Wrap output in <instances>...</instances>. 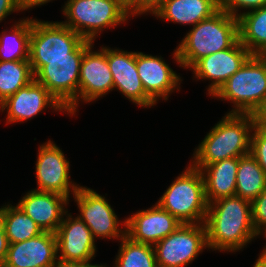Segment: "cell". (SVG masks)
Wrapping results in <instances>:
<instances>
[{"label":"cell","mask_w":266,"mask_h":267,"mask_svg":"<svg viewBox=\"0 0 266 267\" xmlns=\"http://www.w3.org/2000/svg\"><path fill=\"white\" fill-rule=\"evenodd\" d=\"M136 68L145 92L156 103L162 99L167 101L176 88L180 90L183 80L162 57L136 52Z\"/></svg>","instance_id":"d6986e66"},{"label":"cell","mask_w":266,"mask_h":267,"mask_svg":"<svg viewBox=\"0 0 266 267\" xmlns=\"http://www.w3.org/2000/svg\"><path fill=\"white\" fill-rule=\"evenodd\" d=\"M53 1V0H17V3L21 9V11H27L31 8H36V6L45 5L46 3Z\"/></svg>","instance_id":"8d00e7d4"},{"label":"cell","mask_w":266,"mask_h":267,"mask_svg":"<svg viewBox=\"0 0 266 267\" xmlns=\"http://www.w3.org/2000/svg\"><path fill=\"white\" fill-rule=\"evenodd\" d=\"M254 126L266 129V95L251 113Z\"/></svg>","instance_id":"d6a6232c"},{"label":"cell","mask_w":266,"mask_h":267,"mask_svg":"<svg viewBox=\"0 0 266 267\" xmlns=\"http://www.w3.org/2000/svg\"><path fill=\"white\" fill-rule=\"evenodd\" d=\"M21 11L17 0H0V23L13 12Z\"/></svg>","instance_id":"836d02e7"},{"label":"cell","mask_w":266,"mask_h":267,"mask_svg":"<svg viewBox=\"0 0 266 267\" xmlns=\"http://www.w3.org/2000/svg\"><path fill=\"white\" fill-rule=\"evenodd\" d=\"M239 157L228 158L209 165H193L204 179L208 204L220 198L235 196Z\"/></svg>","instance_id":"44dd1931"},{"label":"cell","mask_w":266,"mask_h":267,"mask_svg":"<svg viewBox=\"0 0 266 267\" xmlns=\"http://www.w3.org/2000/svg\"><path fill=\"white\" fill-rule=\"evenodd\" d=\"M239 40L252 55L266 52V6L244 11L238 17Z\"/></svg>","instance_id":"cb8c5ba5"},{"label":"cell","mask_w":266,"mask_h":267,"mask_svg":"<svg viewBox=\"0 0 266 267\" xmlns=\"http://www.w3.org/2000/svg\"><path fill=\"white\" fill-rule=\"evenodd\" d=\"M172 184L165 190L157 204L168 211L182 224L205 222L208 202L202 172L188 164Z\"/></svg>","instance_id":"5b68a950"},{"label":"cell","mask_w":266,"mask_h":267,"mask_svg":"<svg viewBox=\"0 0 266 267\" xmlns=\"http://www.w3.org/2000/svg\"><path fill=\"white\" fill-rule=\"evenodd\" d=\"M8 246L9 242L6 236L3 221L0 217V266H2L5 261L8 251Z\"/></svg>","instance_id":"e575fe53"},{"label":"cell","mask_w":266,"mask_h":267,"mask_svg":"<svg viewBox=\"0 0 266 267\" xmlns=\"http://www.w3.org/2000/svg\"><path fill=\"white\" fill-rule=\"evenodd\" d=\"M206 248L208 245L204 223L181 224L154 245L156 263L161 267H186Z\"/></svg>","instance_id":"ba28073f"},{"label":"cell","mask_w":266,"mask_h":267,"mask_svg":"<svg viewBox=\"0 0 266 267\" xmlns=\"http://www.w3.org/2000/svg\"><path fill=\"white\" fill-rule=\"evenodd\" d=\"M34 79L29 60L0 61V103Z\"/></svg>","instance_id":"4316f807"},{"label":"cell","mask_w":266,"mask_h":267,"mask_svg":"<svg viewBox=\"0 0 266 267\" xmlns=\"http://www.w3.org/2000/svg\"><path fill=\"white\" fill-rule=\"evenodd\" d=\"M119 242L121 243L113 267H155L157 265L153 245L133 241L127 235Z\"/></svg>","instance_id":"83f0119b"},{"label":"cell","mask_w":266,"mask_h":267,"mask_svg":"<svg viewBox=\"0 0 266 267\" xmlns=\"http://www.w3.org/2000/svg\"><path fill=\"white\" fill-rule=\"evenodd\" d=\"M220 9V0H168L153 15L160 20L195 26Z\"/></svg>","instance_id":"7402d4cb"},{"label":"cell","mask_w":266,"mask_h":267,"mask_svg":"<svg viewBox=\"0 0 266 267\" xmlns=\"http://www.w3.org/2000/svg\"><path fill=\"white\" fill-rule=\"evenodd\" d=\"M250 154L266 173V129L254 126L251 133Z\"/></svg>","instance_id":"f1b7e54d"},{"label":"cell","mask_w":266,"mask_h":267,"mask_svg":"<svg viewBox=\"0 0 266 267\" xmlns=\"http://www.w3.org/2000/svg\"><path fill=\"white\" fill-rule=\"evenodd\" d=\"M130 13L143 1V0H118Z\"/></svg>","instance_id":"74e56055"},{"label":"cell","mask_w":266,"mask_h":267,"mask_svg":"<svg viewBox=\"0 0 266 267\" xmlns=\"http://www.w3.org/2000/svg\"><path fill=\"white\" fill-rule=\"evenodd\" d=\"M0 217L3 221L9 243H17L36 237L43 230L17 205L5 204L0 208Z\"/></svg>","instance_id":"484cf974"},{"label":"cell","mask_w":266,"mask_h":267,"mask_svg":"<svg viewBox=\"0 0 266 267\" xmlns=\"http://www.w3.org/2000/svg\"><path fill=\"white\" fill-rule=\"evenodd\" d=\"M126 219V235L133 241L155 245L174 232L182 223L157 203L132 213Z\"/></svg>","instance_id":"e0dca14e"},{"label":"cell","mask_w":266,"mask_h":267,"mask_svg":"<svg viewBox=\"0 0 266 267\" xmlns=\"http://www.w3.org/2000/svg\"><path fill=\"white\" fill-rule=\"evenodd\" d=\"M64 5L62 12L67 20L60 22L93 43L105 29L115 28L131 18L118 0H67Z\"/></svg>","instance_id":"8992f818"},{"label":"cell","mask_w":266,"mask_h":267,"mask_svg":"<svg viewBox=\"0 0 266 267\" xmlns=\"http://www.w3.org/2000/svg\"><path fill=\"white\" fill-rule=\"evenodd\" d=\"M208 249L237 252L258 237L251 202L238 196L209 203L205 219Z\"/></svg>","instance_id":"6da1fadb"},{"label":"cell","mask_w":266,"mask_h":267,"mask_svg":"<svg viewBox=\"0 0 266 267\" xmlns=\"http://www.w3.org/2000/svg\"><path fill=\"white\" fill-rule=\"evenodd\" d=\"M253 267H266V258L259 256Z\"/></svg>","instance_id":"f35d334b"},{"label":"cell","mask_w":266,"mask_h":267,"mask_svg":"<svg viewBox=\"0 0 266 267\" xmlns=\"http://www.w3.org/2000/svg\"><path fill=\"white\" fill-rule=\"evenodd\" d=\"M57 258L55 233L43 231L36 237L9 243L3 267H54Z\"/></svg>","instance_id":"ac0fdd59"},{"label":"cell","mask_w":266,"mask_h":267,"mask_svg":"<svg viewBox=\"0 0 266 267\" xmlns=\"http://www.w3.org/2000/svg\"><path fill=\"white\" fill-rule=\"evenodd\" d=\"M70 199L54 192L28 191L16 204L43 231L55 233L68 209Z\"/></svg>","instance_id":"ffe728a7"},{"label":"cell","mask_w":266,"mask_h":267,"mask_svg":"<svg viewBox=\"0 0 266 267\" xmlns=\"http://www.w3.org/2000/svg\"><path fill=\"white\" fill-rule=\"evenodd\" d=\"M259 235H263L266 238V227L263 228L258 234ZM259 256L261 257H265L266 258V246L263 248V250L261 251V253L259 254Z\"/></svg>","instance_id":"ab89813d"},{"label":"cell","mask_w":266,"mask_h":267,"mask_svg":"<svg viewBox=\"0 0 266 267\" xmlns=\"http://www.w3.org/2000/svg\"><path fill=\"white\" fill-rule=\"evenodd\" d=\"M238 40V18L219 9L186 33L173 52V60L180 65L179 67L190 69L199 59L228 49Z\"/></svg>","instance_id":"7a4b0ae2"},{"label":"cell","mask_w":266,"mask_h":267,"mask_svg":"<svg viewBox=\"0 0 266 267\" xmlns=\"http://www.w3.org/2000/svg\"><path fill=\"white\" fill-rule=\"evenodd\" d=\"M266 189V173L249 153L239 157L235 196L252 202Z\"/></svg>","instance_id":"d4e9b609"},{"label":"cell","mask_w":266,"mask_h":267,"mask_svg":"<svg viewBox=\"0 0 266 267\" xmlns=\"http://www.w3.org/2000/svg\"><path fill=\"white\" fill-rule=\"evenodd\" d=\"M47 107L56 112H67L62 104L35 79L0 103V110L7 111L6 124L27 121Z\"/></svg>","instance_id":"4fadbf2b"},{"label":"cell","mask_w":266,"mask_h":267,"mask_svg":"<svg viewBox=\"0 0 266 267\" xmlns=\"http://www.w3.org/2000/svg\"><path fill=\"white\" fill-rule=\"evenodd\" d=\"M252 56L238 40L232 47L199 59L190 69L198 80H209L207 91L213 96L219 88L237 72Z\"/></svg>","instance_id":"7c38bea8"},{"label":"cell","mask_w":266,"mask_h":267,"mask_svg":"<svg viewBox=\"0 0 266 267\" xmlns=\"http://www.w3.org/2000/svg\"><path fill=\"white\" fill-rule=\"evenodd\" d=\"M64 217L55 232L58 260L64 262L92 261L97 247L91 230L78 216L73 218L68 211Z\"/></svg>","instance_id":"2e32d148"},{"label":"cell","mask_w":266,"mask_h":267,"mask_svg":"<svg viewBox=\"0 0 266 267\" xmlns=\"http://www.w3.org/2000/svg\"><path fill=\"white\" fill-rule=\"evenodd\" d=\"M207 133L193 153L192 165H209L250 153L254 122L251 114L227 113Z\"/></svg>","instance_id":"3957f363"},{"label":"cell","mask_w":266,"mask_h":267,"mask_svg":"<svg viewBox=\"0 0 266 267\" xmlns=\"http://www.w3.org/2000/svg\"><path fill=\"white\" fill-rule=\"evenodd\" d=\"M93 42L83 40L71 58L29 59L35 80L42 84L74 116L78 111L79 73L85 50Z\"/></svg>","instance_id":"277c9868"},{"label":"cell","mask_w":266,"mask_h":267,"mask_svg":"<svg viewBox=\"0 0 266 267\" xmlns=\"http://www.w3.org/2000/svg\"><path fill=\"white\" fill-rule=\"evenodd\" d=\"M107 61L112 73L114 89L129 101L143 108L156 102L145 92L136 68V52L107 47Z\"/></svg>","instance_id":"9a60e30c"},{"label":"cell","mask_w":266,"mask_h":267,"mask_svg":"<svg viewBox=\"0 0 266 267\" xmlns=\"http://www.w3.org/2000/svg\"><path fill=\"white\" fill-rule=\"evenodd\" d=\"M92 43L84 52L79 73L78 105L90 103L114 90V82L107 61V47L93 51Z\"/></svg>","instance_id":"5bb4252c"},{"label":"cell","mask_w":266,"mask_h":267,"mask_svg":"<svg viewBox=\"0 0 266 267\" xmlns=\"http://www.w3.org/2000/svg\"><path fill=\"white\" fill-rule=\"evenodd\" d=\"M253 226L258 234L266 227V189L251 202Z\"/></svg>","instance_id":"4dcf8cb0"},{"label":"cell","mask_w":266,"mask_h":267,"mask_svg":"<svg viewBox=\"0 0 266 267\" xmlns=\"http://www.w3.org/2000/svg\"><path fill=\"white\" fill-rule=\"evenodd\" d=\"M168 0H143L130 14L131 17L144 15L154 14L165 2Z\"/></svg>","instance_id":"1f68e13d"},{"label":"cell","mask_w":266,"mask_h":267,"mask_svg":"<svg viewBox=\"0 0 266 267\" xmlns=\"http://www.w3.org/2000/svg\"><path fill=\"white\" fill-rule=\"evenodd\" d=\"M84 39L61 22L33 19L29 59L71 58V52Z\"/></svg>","instance_id":"30bf717a"},{"label":"cell","mask_w":266,"mask_h":267,"mask_svg":"<svg viewBox=\"0 0 266 267\" xmlns=\"http://www.w3.org/2000/svg\"><path fill=\"white\" fill-rule=\"evenodd\" d=\"M32 23V17H25L0 33V61L29 60Z\"/></svg>","instance_id":"603a6c76"},{"label":"cell","mask_w":266,"mask_h":267,"mask_svg":"<svg viewBox=\"0 0 266 267\" xmlns=\"http://www.w3.org/2000/svg\"><path fill=\"white\" fill-rule=\"evenodd\" d=\"M54 267H106L105 265L102 264H93L91 261L87 262H64L61 260H58L56 265Z\"/></svg>","instance_id":"d590c367"},{"label":"cell","mask_w":266,"mask_h":267,"mask_svg":"<svg viewBox=\"0 0 266 267\" xmlns=\"http://www.w3.org/2000/svg\"><path fill=\"white\" fill-rule=\"evenodd\" d=\"M266 95V58L252 55L212 96L230 101L228 113L251 114Z\"/></svg>","instance_id":"52a82bcc"},{"label":"cell","mask_w":266,"mask_h":267,"mask_svg":"<svg viewBox=\"0 0 266 267\" xmlns=\"http://www.w3.org/2000/svg\"><path fill=\"white\" fill-rule=\"evenodd\" d=\"M263 6H266V0H220V9L236 18L243 13L241 9L250 11Z\"/></svg>","instance_id":"f546056e"},{"label":"cell","mask_w":266,"mask_h":267,"mask_svg":"<svg viewBox=\"0 0 266 267\" xmlns=\"http://www.w3.org/2000/svg\"><path fill=\"white\" fill-rule=\"evenodd\" d=\"M73 198L80 212L78 217L91 230L95 240L96 238L121 240L126 235V219L120 222L104 196L93 189L80 186Z\"/></svg>","instance_id":"9c48e42d"},{"label":"cell","mask_w":266,"mask_h":267,"mask_svg":"<svg viewBox=\"0 0 266 267\" xmlns=\"http://www.w3.org/2000/svg\"><path fill=\"white\" fill-rule=\"evenodd\" d=\"M37 154L35 176L38 187L34 190L58 193L68 199L70 194L73 196L80 186L70 181V162L60 147L48 140L39 146Z\"/></svg>","instance_id":"8fae6325"}]
</instances>
